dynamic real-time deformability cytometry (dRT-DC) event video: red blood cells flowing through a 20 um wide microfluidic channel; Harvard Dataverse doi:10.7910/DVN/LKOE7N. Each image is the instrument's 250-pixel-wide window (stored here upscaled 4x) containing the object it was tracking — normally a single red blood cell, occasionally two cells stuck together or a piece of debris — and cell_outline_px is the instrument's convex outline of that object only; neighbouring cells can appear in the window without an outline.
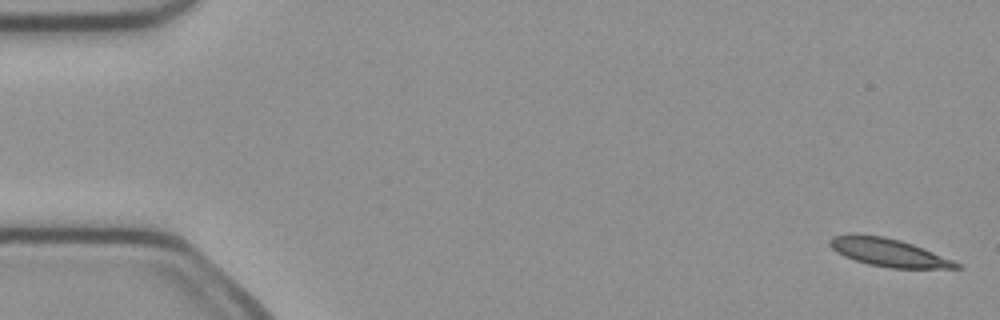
{"species": "common noctule bat (a hibernating species)", "species_latin": "Nyctalus noctula", "temperature_condition": "cold", "stored_images_in_passage": 51, "camera_frame_rate_fps": 3000, "um_per_image_px": 0.085, "animal": {"sex": "female", "body_mass_g": 21.9}, "frame": {"image": 1, "passage_image": 1, "time_ms": 0.0, "image_size_px": [1000, 320], "cell_outline_px": [[964, 268], [888, 268], [868, 264], [844, 256], [836, 252], [828, 244], [828, 240], [832, 236], [852, 232], [856, 232], [884, 236], [900, 240], [912, 244], [952, 260], [960, 264]], "centroid_in_image_um": [75.43, 21.43], "position_along_channel_um": 9.6, "area_um2": 20.81}}
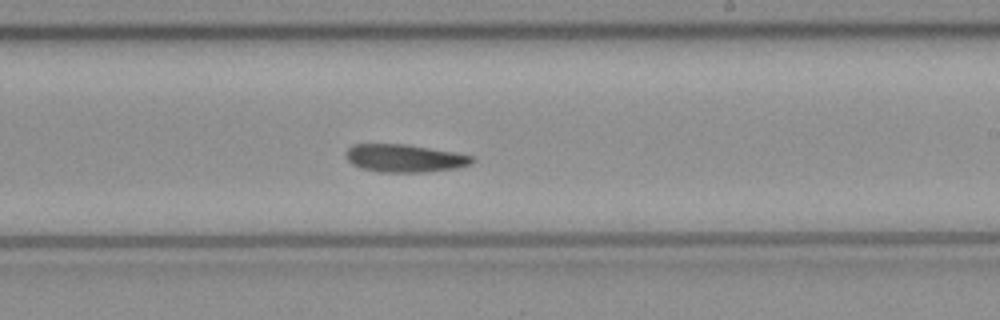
{"frame": {"image": 2, "passage_image": 30, "time_ms": 9.667, "image_size_px": [1000, 320], "cell_outline_px": [[476, 160], [472, 164], [456, 168], [428, 172], [380, 172], [360, 168], [352, 164], [348, 160], [348, 148], [352, 144], [404, 144], [452, 152], [472, 156]], "centroid_in_image_um": [34.41, 13.46], "position_along_channel_um": 254.6, "area_um2": 20.29}}
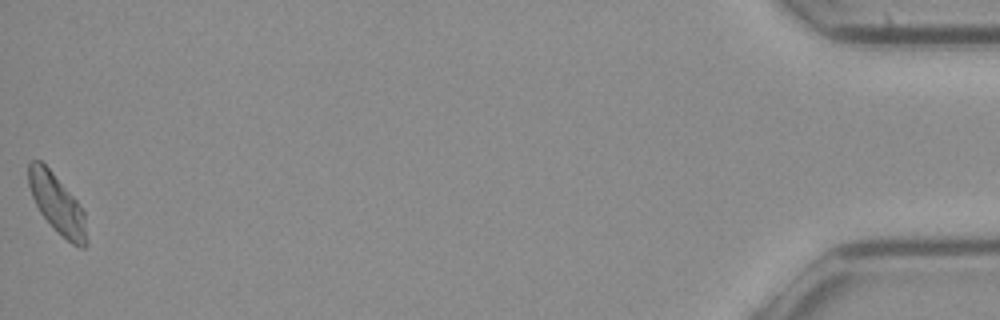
{"frame": {"image": 3, "passage_image": 51, "time_ms": 16.667, "image_size_px": [1000, 320], "cell_outline_px": [[88, 244], [84, 248], [80, 248], [72, 244], [40, 212], [32, 196], [28, 184], [28, 164], [32, 160], [40, 160], [52, 172], [76, 200], [84, 212]], "centroid_in_image_um": [4.86, 17.32], "position_along_channel_um": 430.3, "area_um2": 19.42}}